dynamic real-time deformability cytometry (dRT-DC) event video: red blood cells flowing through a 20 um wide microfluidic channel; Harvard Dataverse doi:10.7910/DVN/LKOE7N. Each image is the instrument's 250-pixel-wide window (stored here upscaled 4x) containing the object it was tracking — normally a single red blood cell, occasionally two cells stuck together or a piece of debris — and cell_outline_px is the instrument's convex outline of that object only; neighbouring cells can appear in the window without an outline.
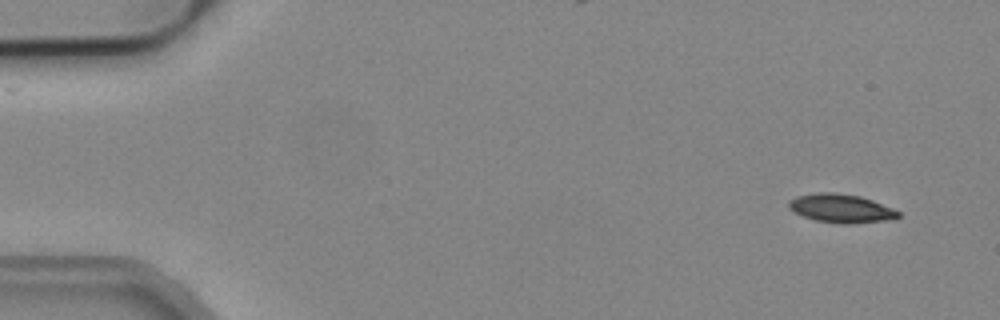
{"species": "common noctule bat (a hibernating species)", "species_latin": "Nyctalus noctula", "temperature_condition": "cold", "stored_images_in_passage": 5, "camera_frame_rate_fps": 3000, "um_per_image_px": 0.085, "animal": {"sex": "male", "body_mass_g": 19.2, "forearm_length_mm": 51.8}, "frame": {"image": 1, "passage_image": 1, "time_ms": 0.0, "image_size_px": [1000, 320], "cell_outline_px": [[900, 216], [896, 220], [848, 224], [840, 224], [816, 220], [792, 212], [788, 208], [788, 200], [796, 196], [820, 192], [832, 192], [860, 196], [872, 200], [892, 208], [900, 212]], "centroid_in_image_um": [71.5, 17.72], "position_along_channel_um": 13.5, "area_um2": 18.5}}
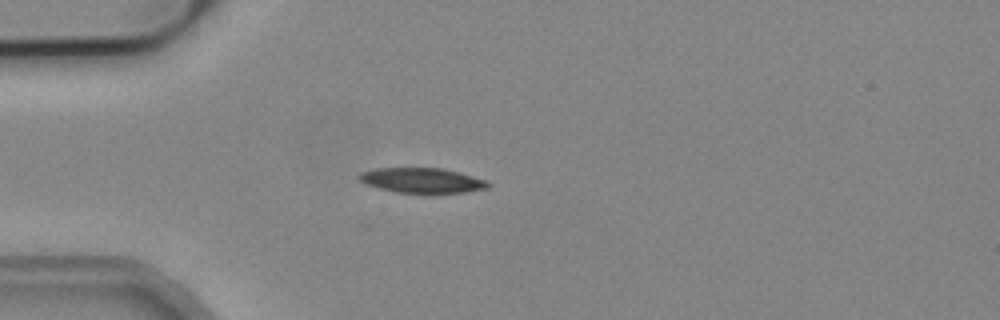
{"frame": {"image": 2, "passage_image": 4, "time_ms": 1.0, "image_size_px": [1000, 320], "cell_outline_px": [[492, 184], [488, 188], [464, 192], [396, 192], [364, 184], [356, 176], [360, 172], [376, 168], [444, 168], [460, 172], [488, 180]], "centroid_in_image_um": [35.89, 15.31], "position_along_channel_um": 49.1, "area_um2": 18.79}}